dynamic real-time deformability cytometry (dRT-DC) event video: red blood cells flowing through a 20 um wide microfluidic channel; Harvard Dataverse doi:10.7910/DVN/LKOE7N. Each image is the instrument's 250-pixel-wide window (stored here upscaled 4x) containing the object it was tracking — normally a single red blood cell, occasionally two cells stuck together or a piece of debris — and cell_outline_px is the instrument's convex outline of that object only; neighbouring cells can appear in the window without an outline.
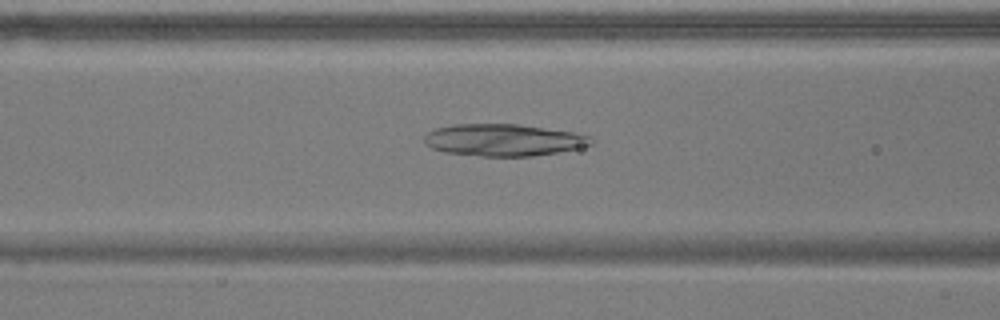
{"species": "common noctule bat (a hibernating species)", "species_latin": "Nyctalus noctula", "temperature_condition": "warm", "stored_images_in_passage": 42, "camera_frame_rate_fps": 3000, "um_per_image_px": 0.085, "animal": {"sex": "male", "body_mass_g": 17.9}, "frame": {"image": 1, "passage_image": 9, "time_ms": 2.667, "image_size_px": [1000, 320], "cell_outline_px": [[596, 140], [592, 144], [576, 148], [556, 152], [532, 156], [484, 156], [444, 152], [432, 148], [424, 144], [424, 136], [428, 132], [436, 128], [452, 124], [516, 124], [572, 132], [588, 136]], "centroid_in_image_um": [42.75, 11.9], "position_along_channel_um": 123.8, "area_um2": 30.87}}
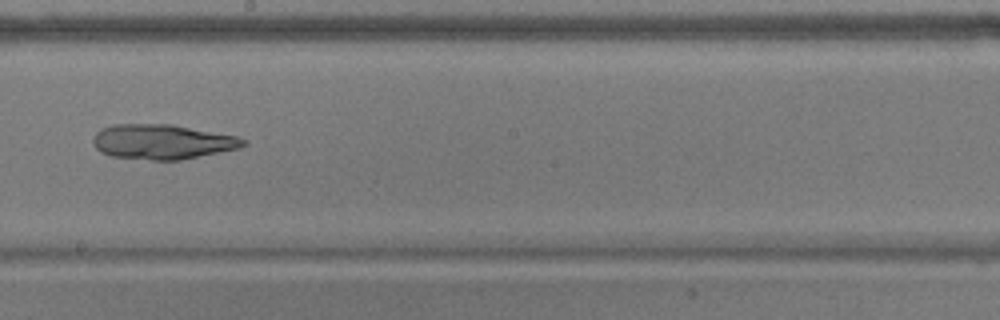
{"frame": {"image": 2, "passage_image": 18, "time_ms": 5.667, "image_size_px": [1000, 320], "cell_outline_px": [[248, 144], [240, 148], [180, 160], [152, 160], [112, 156], [100, 152], [96, 148], [92, 140], [96, 132], [100, 128], [112, 124], [172, 124], [236, 136], [248, 140]], "centroid_in_image_um": [13.8, 12.04], "position_along_channel_um": 234.4, "area_um2": 30.63}}
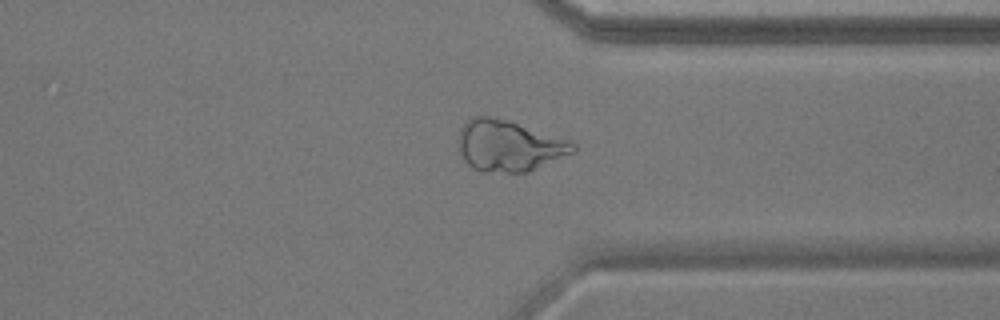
{"frame": {"image": 3, "passage_image": 29, "time_ms": 9.333, "image_size_px": [1000, 320], "cell_outline_px": [[576, 152], [528, 172], [480, 172], [472, 168], [464, 160], [460, 152], [456, 140], [460, 128], [472, 116], [488, 116], [504, 120], [572, 140], [576, 144]], "centroid_in_image_um": [43.25, 12.41], "position_along_channel_um": 368.1, "area_um2": 34.39}}